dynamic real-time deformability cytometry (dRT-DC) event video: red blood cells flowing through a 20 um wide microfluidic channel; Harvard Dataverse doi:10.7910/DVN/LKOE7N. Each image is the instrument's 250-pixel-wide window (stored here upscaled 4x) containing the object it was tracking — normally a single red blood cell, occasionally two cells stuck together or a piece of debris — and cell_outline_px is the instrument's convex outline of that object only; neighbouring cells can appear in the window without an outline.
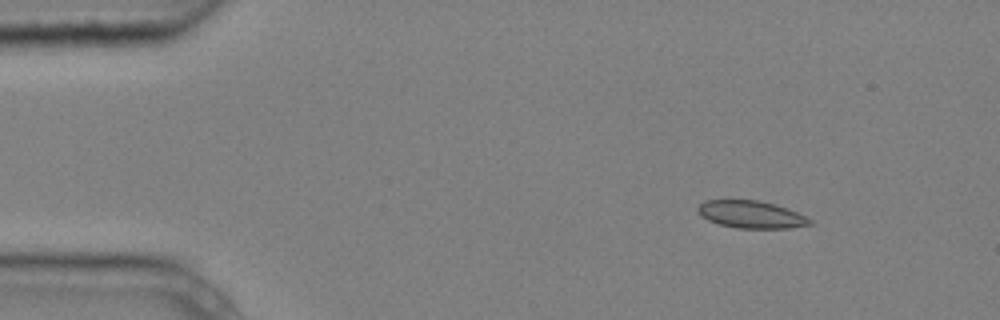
{"species": "common noctule bat (a hibernating species)", "species_latin": "Nyctalus noctula", "temperature_condition": "cold", "stored_images_in_passage": 8, "camera_frame_rate_fps": 3000, "um_per_image_px": 0.085, "animal": {"sex": "male", "body_mass_g": 20.4}, "frame": {"image": 1, "passage_image": 1, "time_ms": 0.0, "image_size_px": [1000, 320], "cell_outline_px": [[812, 224], [788, 228], [736, 228], [720, 224], [708, 220], [700, 216], [696, 212], [696, 208], [704, 200], [756, 200], [776, 204], [788, 208], [812, 220]], "centroid_in_image_um": [63.8, 18.22], "position_along_channel_um": 21.2, "area_um2": 17.92}}
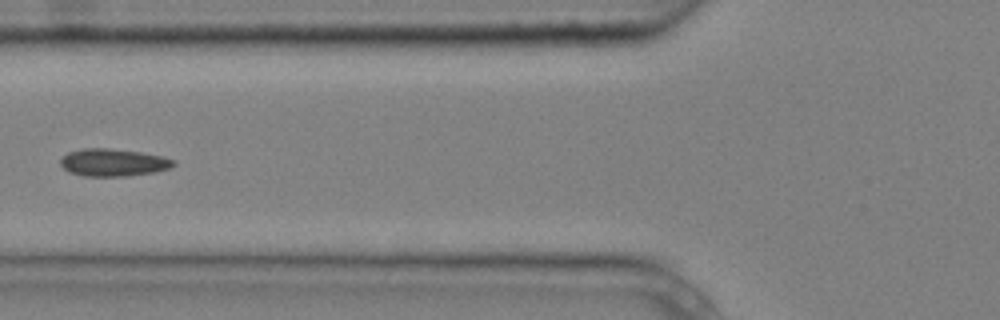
{"frame": {"image": 2, "passage_image": 5, "time_ms": 1.333, "image_size_px": [1000, 320], "cell_outline_px": [[176, 164], [168, 168], [156, 172], [124, 176], [84, 176], [68, 172], [60, 164], [60, 160], [68, 152], [84, 148], [112, 148], [140, 152], [164, 156], [176, 160]], "centroid_in_image_um": [9.64, 13.81], "position_along_channel_um": 116.2, "area_um2": 18.21}}
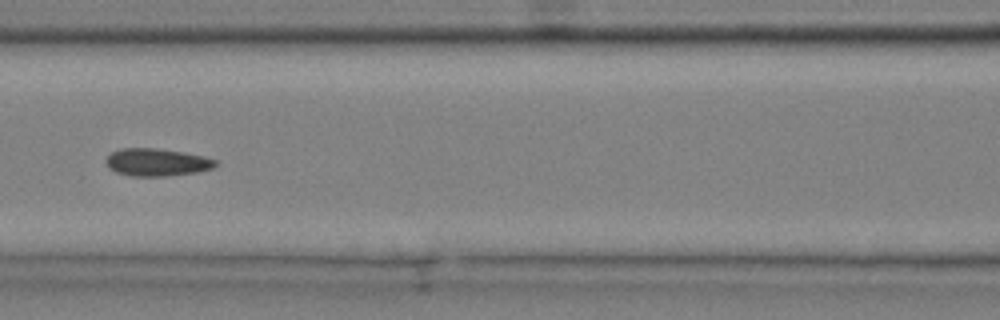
{"frame": {"image": 3, "passage_image": 6, "time_ms": 1.667, "image_size_px": [1000, 320], "cell_outline_px": [[220, 164], [212, 168], [196, 172], [168, 176], [132, 176], [116, 172], [108, 168], [104, 160], [112, 152], [124, 148], [156, 148], [184, 152], [204, 156], [216, 160]], "centroid_in_image_um": [13.34, 13.79], "position_along_channel_um": 153.3, "area_um2": 17.69}}